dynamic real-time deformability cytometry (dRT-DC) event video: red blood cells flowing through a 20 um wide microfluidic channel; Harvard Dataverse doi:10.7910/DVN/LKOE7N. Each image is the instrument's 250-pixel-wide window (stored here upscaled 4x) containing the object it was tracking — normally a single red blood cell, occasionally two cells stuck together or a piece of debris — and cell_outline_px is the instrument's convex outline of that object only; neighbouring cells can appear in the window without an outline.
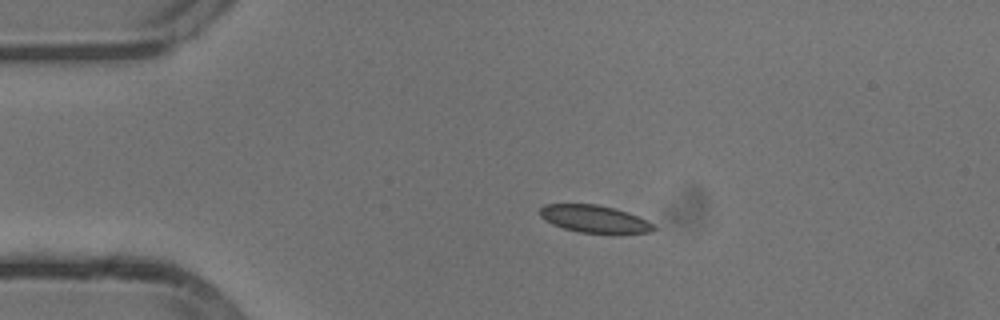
{"species": "common noctule bat (a hibernating species)", "species_latin": "Nyctalus noctula", "temperature_condition": "cold", "stored_images_in_passage": 44, "camera_frame_rate_fps": 3000, "um_per_image_px": 0.085, "animal": {"sex": "male", "body_mass_g": 13.3}, "frame": {"image": 1, "passage_image": 1, "time_ms": 0.0, "image_size_px": [1000, 320], "cell_outline_px": [[656, 228], [652, 232], [620, 236], [616, 236], [580, 232], [564, 228], [552, 224], [544, 220], [540, 216], [540, 208], [544, 204], [596, 204], [628, 212], [652, 224]], "centroid_in_image_um": [50.56, 18.66], "position_along_channel_um": 34.4, "area_um2": 18.73}}
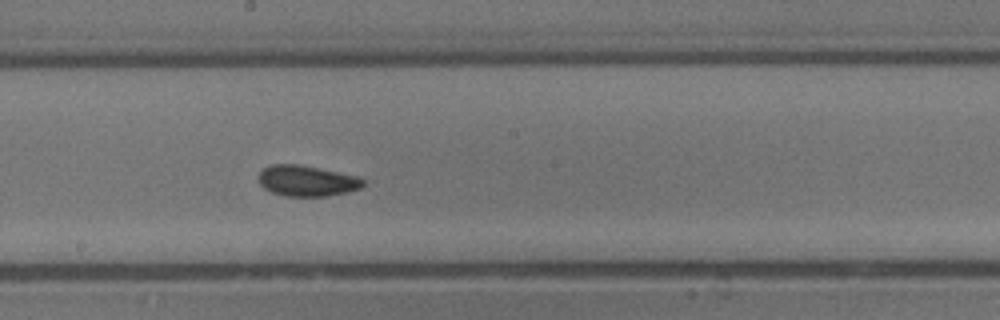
{"frame": {"image": 2, "passage_image": 19, "time_ms": 6.0, "image_size_px": [1000, 320], "cell_outline_px": [[364, 184], [360, 188], [348, 192], [328, 196], [284, 196], [272, 192], [264, 188], [260, 184], [260, 172], [264, 168], [272, 164], [296, 164], [356, 176], [364, 180]], "centroid_in_image_um": [26.08, 15.38], "position_along_channel_um": 222.1, "area_um2": 18.44}}
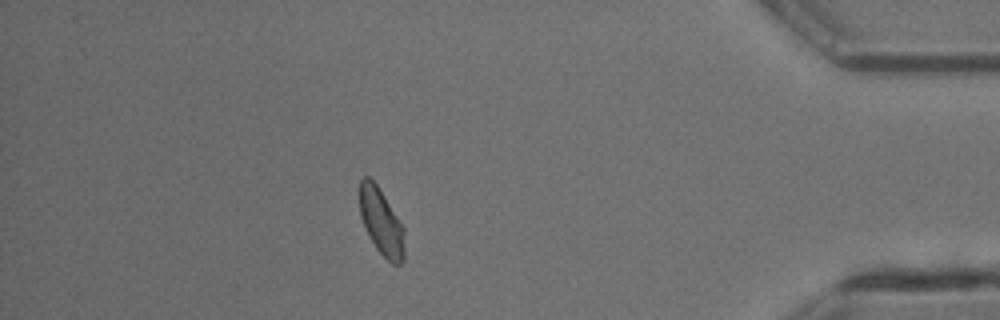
{"frame": {"image": 3, "passage_image": 37, "time_ms": 12.0, "image_size_px": [1000, 320], "cell_outline_px": [[404, 260], [400, 264], [392, 264], [376, 248], [360, 216], [360, 180], [364, 176], [368, 176], [376, 184], [404, 228]], "centroid_in_image_um": [32.42, 18.87], "position_along_channel_um": 402.8, "area_um2": 16.94}, "authors_computed_cell_mechanics": {"area_um2": 18.1781, "velocity_mm_per_s": 3.7916, "shape_relaxation_time_tau1_ms": 4.1707, "shape_relaxation_time_tau2_ms": 1.2128, "deformation_change_tau1": 0.0781, "deformation_change_tau2": 0.0494}}